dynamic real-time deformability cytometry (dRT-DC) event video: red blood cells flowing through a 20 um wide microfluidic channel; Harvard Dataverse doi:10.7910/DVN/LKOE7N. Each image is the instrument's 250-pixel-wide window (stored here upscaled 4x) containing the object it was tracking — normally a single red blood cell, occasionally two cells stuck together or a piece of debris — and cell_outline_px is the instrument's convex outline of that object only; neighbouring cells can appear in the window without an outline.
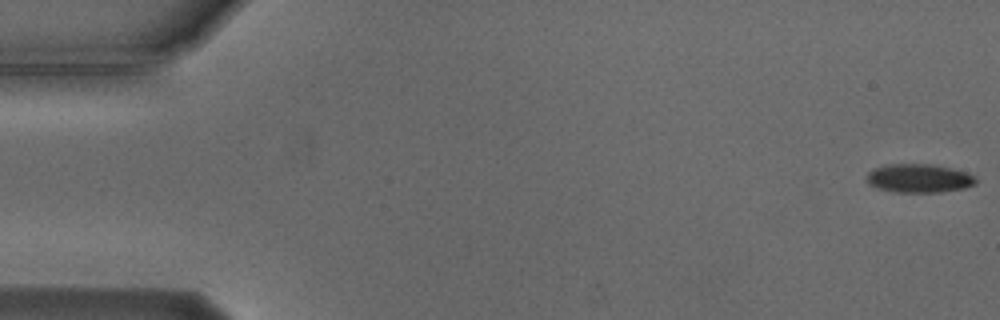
{"species": "Egyptian fruit bat (a non-hibernating species)", "species_latin": "Rousettus aegyptiacus", "temperature_condition": "cold", "stored_images_in_passage": 5, "camera_frame_rate_fps": 3000, "um_per_image_px": 0.085, "animal": {"sex": "male"}, "frame": {"image": 1, "passage_image": 1, "time_ms": 0.0, "image_size_px": [1000, 320], "cell_outline_px": [[976, 184], [964, 188], [940, 192], [896, 192], [876, 188], [868, 184], [864, 176], [868, 172], [876, 168], [888, 164], [928, 164], [952, 168], [976, 176]], "centroid_in_image_um": [78.08, 15.16], "position_along_channel_um": 6.9, "area_um2": 18.26}}
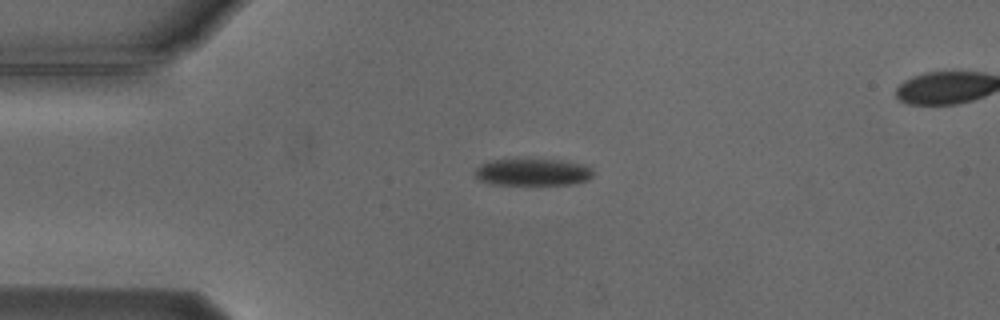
{"frame": {"image": 2, "passage_image": 4, "time_ms": 4.0, "image_size_px": [1000, 320], "cell_outline_px": [[592, 176], [588, 180], [572, 184], [488, 184], [476, 180], [472, 172], [480, 164], [488, 160], [524, 156], [560, 160], [580, 164], [592, 168]], "centroid_in_image_um": [45.15, 14.58], "position_along_channel_um": 39.8, "area_um2": 19.65}}